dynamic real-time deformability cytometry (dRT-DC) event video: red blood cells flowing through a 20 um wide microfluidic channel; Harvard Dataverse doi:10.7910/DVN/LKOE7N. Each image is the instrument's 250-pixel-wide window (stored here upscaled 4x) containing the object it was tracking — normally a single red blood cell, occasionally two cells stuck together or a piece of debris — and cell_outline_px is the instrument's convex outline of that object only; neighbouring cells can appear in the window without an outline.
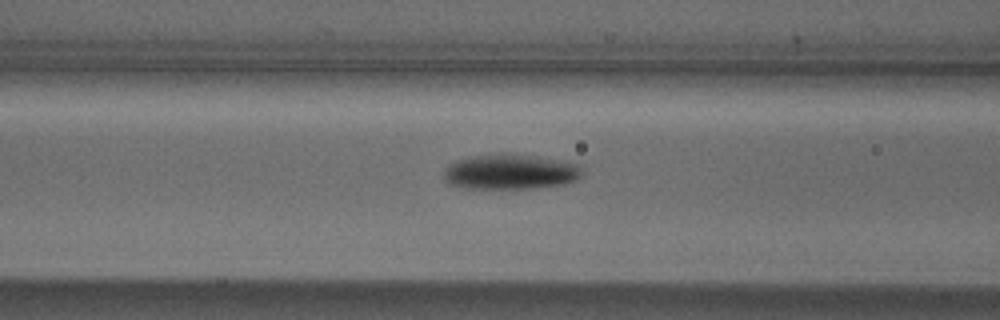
{"species": "Egyptian fruit bat (a non-hibernating species)", "species_latin": "Rousettus aegyptiacus", "temperature_condition": "cold", "stored_images_in_passage": 7, "camera_frame_rate_fps": 3000, "um_per_image_px": 0.085, "animal": {"sex": "male"}, "frame": {"image": 1, "passage_image": 5, "time_ms": 1.333, "image_size_px": [1000, 320], "cell_outline_px": [[584, 172], [576, 180], [564, 184], [536, 188], [464, 188], [448, 184], [444, 180], [444, 168], [448, 164], [456, 160], [476, 156], [504, 152], [508, 152], [568, 160], [580, 164]], "centroid_in_image_um": [43.42, 14.58], "position_along_channel_um": 123.2, "area_um2": 29.07}}